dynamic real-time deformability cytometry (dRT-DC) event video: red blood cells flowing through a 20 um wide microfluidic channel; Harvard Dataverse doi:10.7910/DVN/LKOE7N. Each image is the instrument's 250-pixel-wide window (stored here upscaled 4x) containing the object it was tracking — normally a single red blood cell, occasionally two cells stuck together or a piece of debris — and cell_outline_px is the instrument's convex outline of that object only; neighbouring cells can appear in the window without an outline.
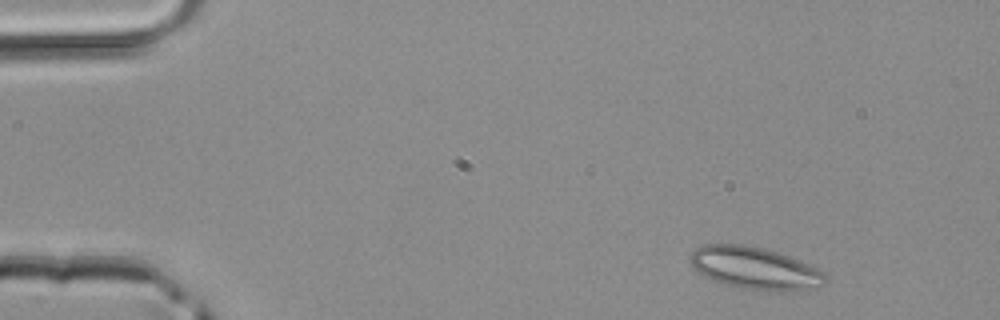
{"species": "common noctule bat (a hibernating species)", "species_latin": "Nyctalus noctula", "temperature_condition": "room temperature", "stored_images_in_passage": 3, "camera_frame_rate_fps": 3000, "um_per_image_px": 0.085, "animal": {"sex": "male", "body_mass_g": 20.4}, "frame": {"image": 1, "passage_image": 1, "time_ms": 0.0, "image_size_px": [1000, 320], "cell_outline_px": [[828, 280], [824, 284], [812, 288], [740, 288], [724, 284], [712, 280], [704, 276], [692, 264], [692, 252], [696, 248], [704, 244], [744, 244], [764, 248], [788, 256], [816, 268], [824, 272]], "centroid_in_image_um": [64.12, 22.74], "position_along_channel_um": 20.9, "area_um2": 31.96}}